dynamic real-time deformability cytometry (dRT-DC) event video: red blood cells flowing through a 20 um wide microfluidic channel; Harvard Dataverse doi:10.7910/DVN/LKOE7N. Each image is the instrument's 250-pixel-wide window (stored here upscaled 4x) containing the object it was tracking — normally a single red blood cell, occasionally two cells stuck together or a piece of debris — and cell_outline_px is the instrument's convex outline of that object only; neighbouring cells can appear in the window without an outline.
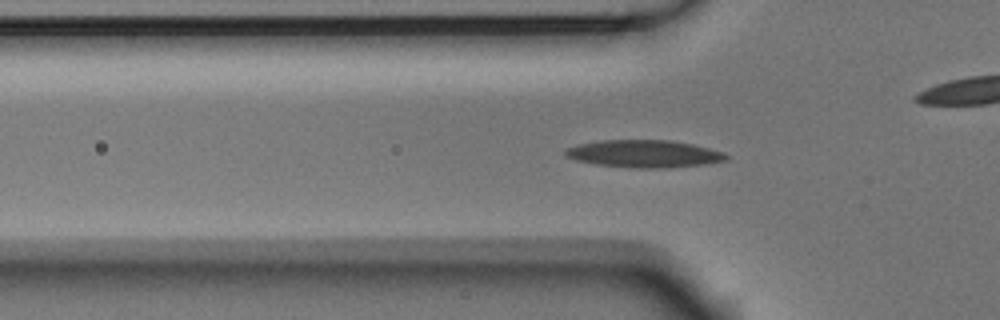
{"species": "Egyptian fruit bat (a non-hibernating species)", "species_latin": "Rousettus aegyptiacus", "temperature_condition": "room temperature", "stored_images_in_passage": 53, "camera_frame_rate_fps": 3000, "um_per_image_px": 0.085, "animal": {"sex": "male"}, "frame": {"image": 1, "passage_image": 16, "time_ms": 5.0, "image_size_px": [1000, 320], "cell_outline_px": [[728, 160], [708, 164], [664, 168], [632, 168], [596, 164], [576, 160], [564, 156], [564, 148], [580, 144], [600, 140], [672, 140], [692, 144], [724, 152], [728, 156]], "centroid_in_image_um": [54.75, 13.07], "position_along_channel_um": 71.1, "area_um2": 25.89}}
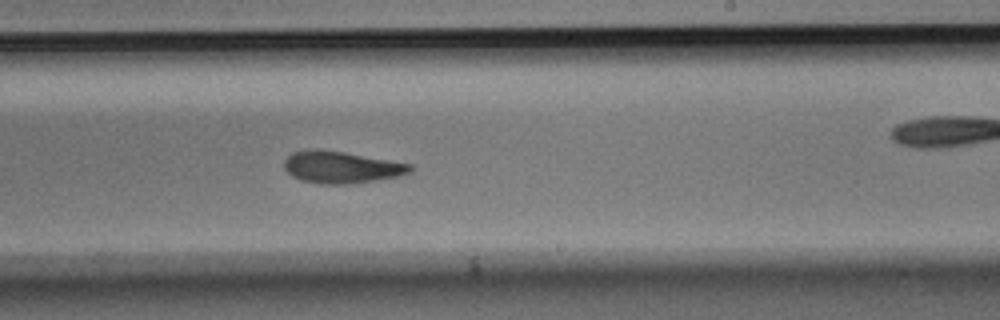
{"frame": {"image": 2, "passage_image": 31, "time_ms": 10.0, "image_size_px": [1000, 320], "cell_outline_px": [[412, 172], [400, 176], [376, 180], [348, 184], [320, 184], [300, 180], [292, 176], [284, 168], [284, 160], [292, 152], [316, 148], [344, 152], [412, 164]], "centroid_in_image_um": [29.0, 14.21], "position_along_channel_um": 260.0, "area_um2": 23.52}}
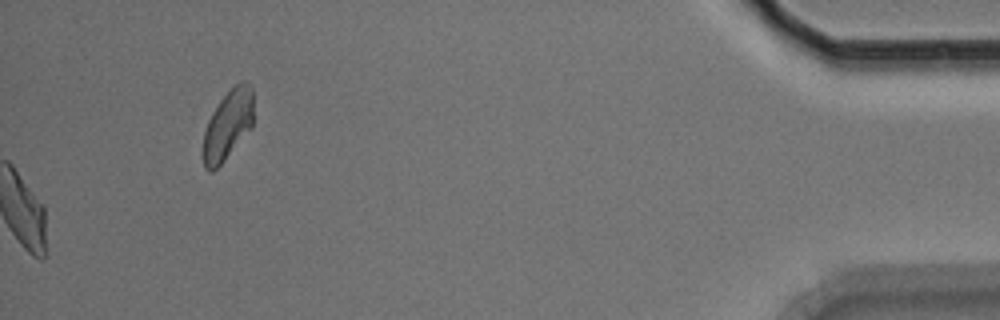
{"frame": {"image": 3, "passage_image": 53, "time_ms": 17.333, "image_size_px": [1000, 320], "cell_outline_px": [[252, 128], [224, 160], [212, 172], [208, 172], [204, 168], [204, 132], [208, 120], [212, 112], [220, 100], [240, 80], [244, 80], [252, 88]], "centroid_in_image_um": [19.37, 10.62], "position_along_channel_um": 415.8, "area_um2": 20.11}, "authors_computed_cell_mechanics": {"area_um2": 23.4668, "velocity_mm_per_s": 3.7592, "shape_relaxation_time_tau1_ms": 4.4921, "shape_relaxation_time_tau2_ms": 3.9976, "deformation_change_tau1": 0.1755, "deformation_change_tau2": 0.1198}}